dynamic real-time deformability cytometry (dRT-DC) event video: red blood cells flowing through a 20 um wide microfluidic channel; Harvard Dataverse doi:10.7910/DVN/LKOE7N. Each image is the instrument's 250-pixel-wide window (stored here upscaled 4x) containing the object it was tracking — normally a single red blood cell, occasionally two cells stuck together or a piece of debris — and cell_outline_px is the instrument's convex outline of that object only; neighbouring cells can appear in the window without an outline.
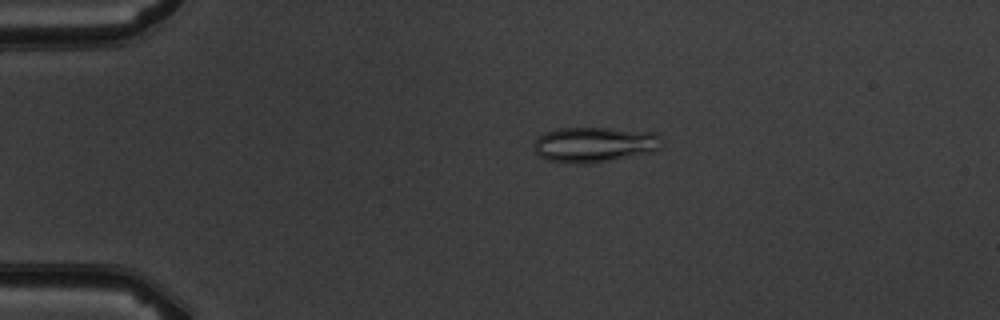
{"species": "common noctule bat (a hibernating species)", "species_latin": "Nyctalus noctula", "temperature_condition": "warm", "stored_images_in_passage": 7, "camera_frame_rate_fps": 3000, "um_per_image_px": 0.085, "animal": {"sex": "male", "body_mass_g": 19.5, "forearm_length_mm": 54.6}, "frame": {"image": 1, "passage_image": 3, "time_ms": 3.333, "image_size_px": [1000, 320], "cell_outline_px": [[664, 140], [660, 148], [648, 152], [588, 164], [576, 164], [548, 160], [540, 156], [536, 152], [536, 140], [544, 132], [556, 128], [612, 128], [656, 132]], "centroid_in_image_um": [50.55, 12.27], "position_along_channel_um": 34.4, "area_um2": 26.13}}
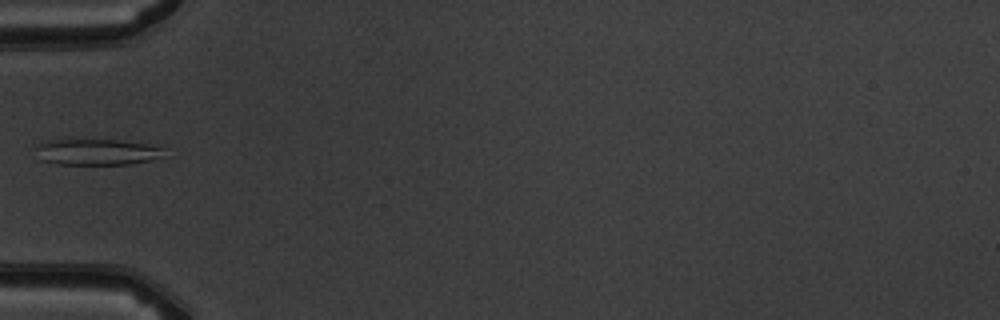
{"frame": {"image": 2, "passage_image": 5, "time_ms": 5.667, "image_size_px": [1000, 320], "cell_outline_px": [[164, 148], [160, 156], [148, 160], [128, 164], [56, 164], [40, 160], [32, 144], [52, 140], [120, 140], [144, 144]], "centroid_in_image_um": [8.09, 12.91], "position_along_channel_um": 76.9, "area_um2": 19.31}}
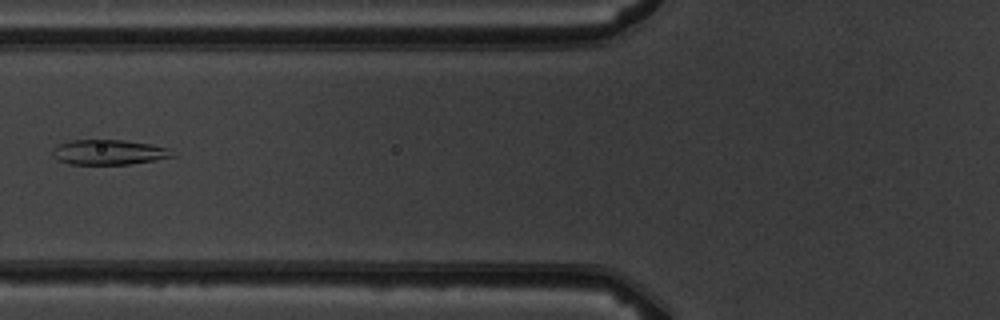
{"frame": {"image": 3, "passage_image": 6, "time_ms": 6.667, "image_size_px": [1000, 320], "cell_outline_px": [[176, 156], [128, 164], [68, 164], [56, 160], [52, 156], [52, 148], [60, 144], [72, 140], [124, 140], [148, 144], [168, 148]], "centroid_in_image_um": [9.18, 12.94], "position_along_channel_um": 116.6, "area_um2": 17.34}}